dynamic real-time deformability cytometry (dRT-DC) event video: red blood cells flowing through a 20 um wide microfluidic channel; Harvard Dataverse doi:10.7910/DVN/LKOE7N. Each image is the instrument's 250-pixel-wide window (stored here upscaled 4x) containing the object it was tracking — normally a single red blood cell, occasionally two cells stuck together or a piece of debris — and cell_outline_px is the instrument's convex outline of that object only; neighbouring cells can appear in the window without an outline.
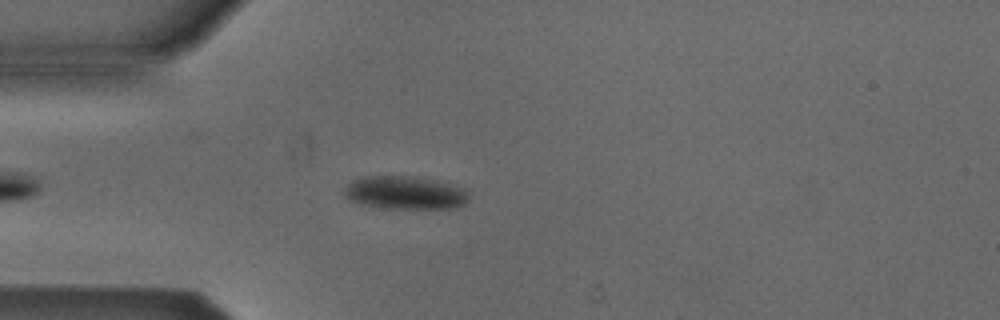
{"species": "Egyptian fruit bat (a non-hibernating species)", "species_latin": "Rousettus aegyptiacus", "temperature_condition": "cold", "stored_images_in_passage": 5, "camera_frame_rate_fps": 3000, "um_per_image_px": 0.085, "animal": {"sex": "male"}, "frame": {"image": 1, "passage_image": 4, "time_ms": 3.667, "image_size_px": [1000, 320], "cell_outline_px": [[468, 200], [464, 204], [452, 208], [376, 208], [360, 204], [348, 200], [344, 196], [344, 188], [352, 180], [364, 176], [416, 176], [436, 180], [468, 188]], "centroid_in_image_um": [34.42, 16.37], "position_along_channel_um": 50.6, "area_um2": 24.51}}